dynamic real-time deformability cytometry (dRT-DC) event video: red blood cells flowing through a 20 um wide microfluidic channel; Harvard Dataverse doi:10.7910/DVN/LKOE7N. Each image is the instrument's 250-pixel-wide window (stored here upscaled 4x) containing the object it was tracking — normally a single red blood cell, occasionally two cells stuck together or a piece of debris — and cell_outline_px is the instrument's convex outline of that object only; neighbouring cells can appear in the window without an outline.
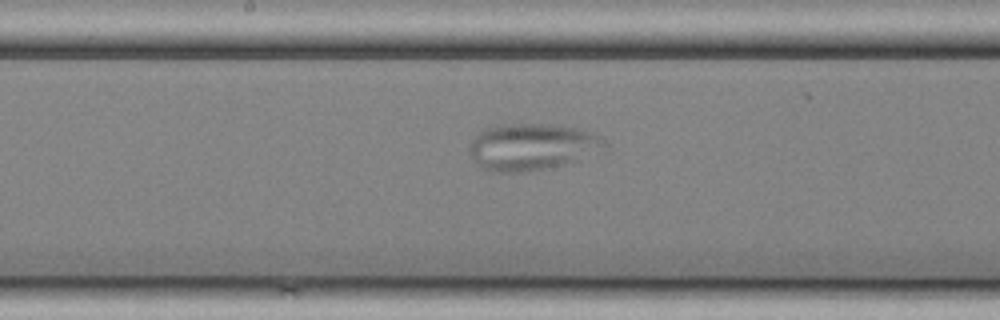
{"species": "common noctule bat (a hibernating species)", "species_latin": "Nyctalus noctula", "temperature_condition": "cold", "stored_images_in_passage": 40, "camera_frame_rate_fps": 3000, "um_per_image_px": 0.085, "animal": {"sex": "female", "body_mass_g": 25.1}, "frame": {"image": 1, "passage_image": 14, "time_ms": 4.333, "image_size_px": [1000, 320], "cell_outline_px": [[608, 144], [604, 152], [576, 160], [544, 168], [524, 172], [488, 172], [472, 156], [468, 148], [472, 140], [484, 128], [504, 124], [548, 124], [576, 128], [592, 132], [604, 136]], "centroid_in_image_um": [45.29, 12.47], "position_along_channel_um": 202.9, "area_um2": 36.82}}
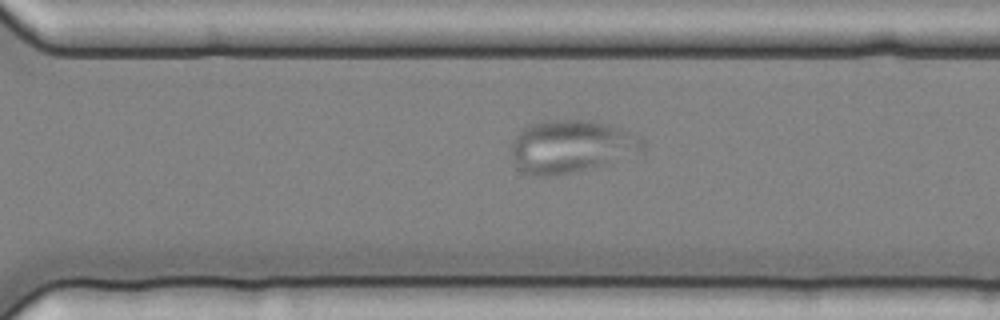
{"frame": {"image": 2, "passage_image": 24, "time_ms": 7.667, "image_size_px": [1000, 320], "cell_outline_px": [[644, 152], [608, 164], [592, 168], [548, 176], [532, 176], [516, 168], [508, 152], [512, 140], [524, 128], [532, 124], [548, 120], [592, 120], [620, 128], [632, 132], [640, 136], [644, 140]], "centroid_in_image_um": [48.55, 12.46], "position_along_channel_um": 322.0, "area_um2": 40.98}}
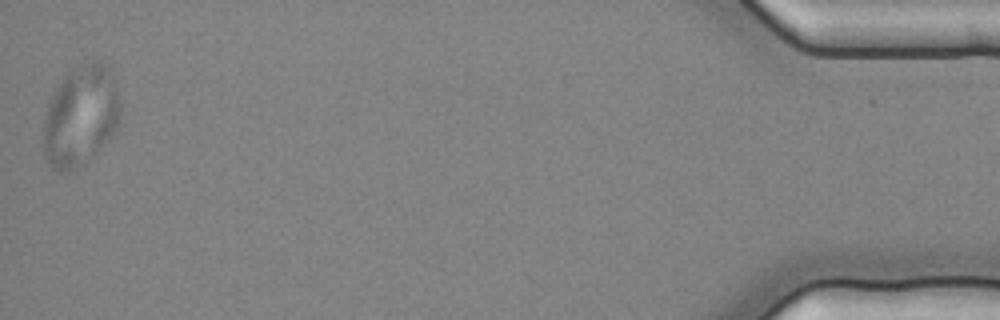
{"frame": {"image": 3, "passage_image": 40, "time_ms": 13.0, "image_size_px": [1000, 320], "cell_outline_px": [[120, 120], [116, 132], [84, 164], [68, 172], [60, 172], [52, 168], [48, 164], [44, 156], [44, 112], [52, 92], [64, 76], [68, 72], [80, 64], [92, 60], [104, 60], [112, 68], [120, 104]], "centroid_in_image_um": [6.87, 9.82], "position_along_channel_um": 428.3, "area_um2": 46.01}}